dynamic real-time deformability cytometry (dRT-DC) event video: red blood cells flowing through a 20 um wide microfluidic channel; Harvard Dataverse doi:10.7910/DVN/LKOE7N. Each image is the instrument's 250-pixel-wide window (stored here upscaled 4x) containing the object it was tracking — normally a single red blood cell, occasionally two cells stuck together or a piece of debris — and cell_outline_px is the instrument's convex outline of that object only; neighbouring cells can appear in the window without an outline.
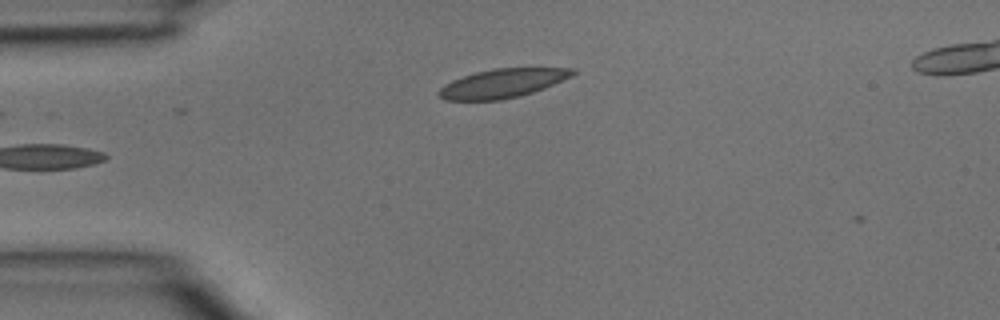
{"species": "common noctule bat (a hibernating species)", "species_latin": "Nyctalus noctula", "temperature_condition": "room temperature", "stored_images_in_passage": 2, "camera_frame_rate_fps": 3000, "um_per_image_px": 0.085, "animal": {"sex": "male", "body_mass_g": 15.6}, "frame": {"image": 1, "passage_image": 1, "time_ms": 0.0, "image_size_px": [1000, 320], "cell_outline_px": [[576, 72], [572, 76], [544, 88], [532, 92], [500, 100], [444, 100], [436, 92], [444, 84], [452, 80], [476, 72], [496, 68], [576, 68]], "centroid_in_image_um": [42.7, 7.08], "position_along_channel_um": 42.3, "area_um2": 22.31}}